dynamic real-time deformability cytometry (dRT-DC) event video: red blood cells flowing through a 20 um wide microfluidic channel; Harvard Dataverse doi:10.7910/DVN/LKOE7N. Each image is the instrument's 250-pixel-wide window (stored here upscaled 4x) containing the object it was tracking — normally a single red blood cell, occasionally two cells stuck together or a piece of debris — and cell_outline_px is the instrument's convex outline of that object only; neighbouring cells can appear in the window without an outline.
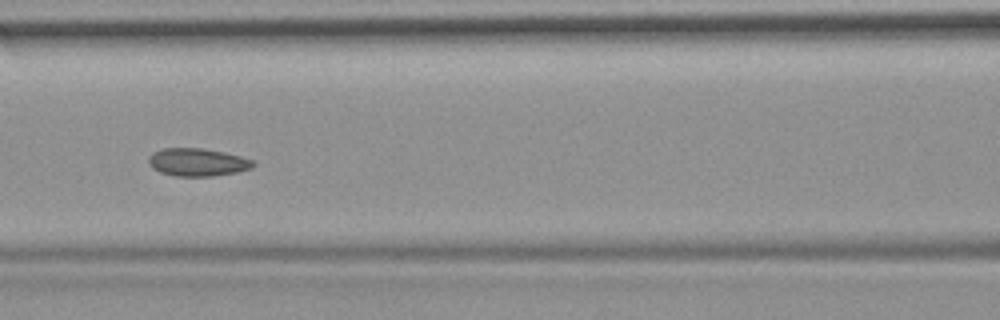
{"species": "common noctule bat (a hibernating species)", "species_latin": "Nyctalus noctula", "temperature_condition": "room temperature", "stored_images_in_passage": 11, "camera_frame_rate_fps": 3000, "um_per_image_px": 0.085, "animal": {"sex": "female", "body_mass_g": 19.9}, "frame": {"image": 1, "passage_image": 7, "time_ms": 2.0, "image_size_px": [1000, 320], "cell_outline_px": [[256, 164], [252, 168], [236, 172], [212, 176], [176, 176], [160, 172], [152, 168], [148, 164], [148, 156], [152, 152], [164, 148], [204, 148], [224, 152], [256, 160]], "centroid_in_image_um": [16.79, 13.78], "position_along_channel_um": 149.8, "area_um2": 17.17}}
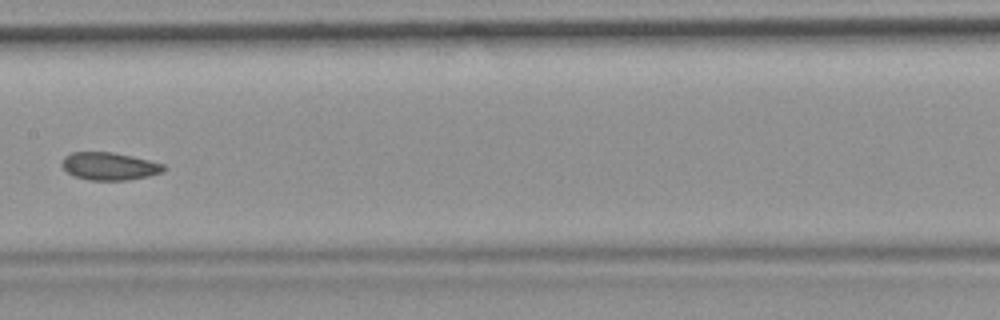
{"frame": {"image": 2, "passage_image": 8, "time_ms": 2.333, "image_size_px": [1000, 320], "cell_outline_px": [[168, 168], [164, 172], [148, 176], [128, 180], [88, 180], [76, 176], [68, 172], [60, 164], [64, 156], [72, 152], [112, 152], [132, 156], [164, 164]], "centroid_in_image_um": [9.32, 14.12], "position_along_channel_um": 198.1, "area_um2": 16.47}}
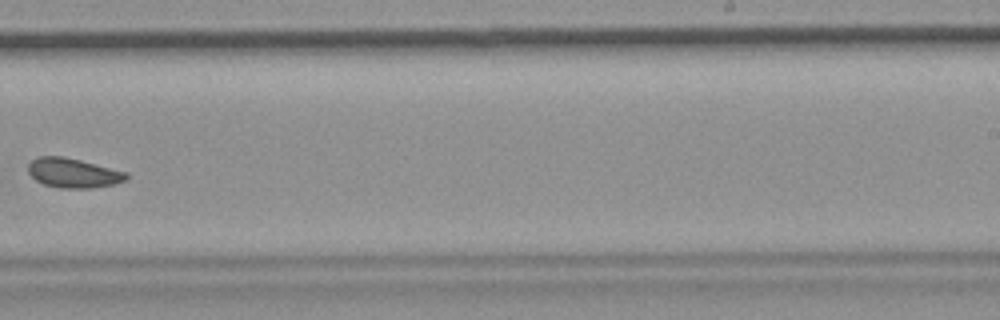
{"frame": {"image": 3, "passage_image": 10, "time_ms": 3.0, "image_size_px": [1000, 320], "cell_outline_px": [[128, 180], [112, 184], [92, 188], [60, 188], [44, 184], [36, 180], [28, 172], [28, 164], [32, 160], [40, 156], [64, 156], [128, 172]], "centroid_in_image_um": [6.24, 14.7], "position_along_channel_um": 282.8, "area_um2": 16.88}}